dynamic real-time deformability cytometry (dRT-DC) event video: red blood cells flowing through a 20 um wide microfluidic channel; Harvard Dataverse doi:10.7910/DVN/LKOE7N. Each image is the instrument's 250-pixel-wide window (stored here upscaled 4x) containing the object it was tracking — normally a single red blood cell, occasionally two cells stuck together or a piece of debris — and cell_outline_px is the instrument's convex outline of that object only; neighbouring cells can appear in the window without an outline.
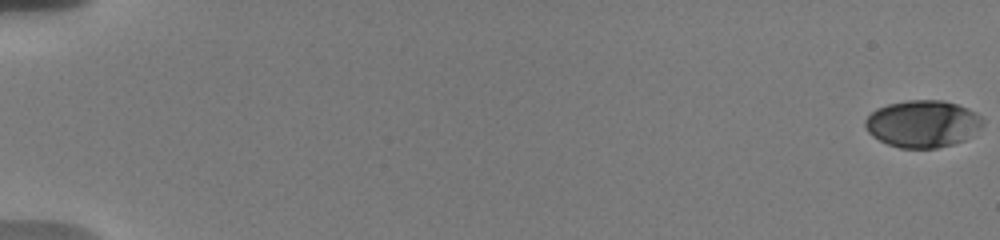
{"species": "human", "species_latin": "Homo sapiens", "temperature_condition": "warm", "stored_images_in_passage": 25, "camera_frame_rate_fps": 3000, "um_per_image_px": 0.085, "donor": {"sex": "male"}, "frame": {"image": 1, "passage_image": 1, "time_ms": 0.0, "image_size_px": [1000, 240], "cell_outline_px": [[984, 124], [980, 128], [964, 140], [952, 144], [936, 148], [900, 148], [888, 144], [872, 136], [868, 132], [864, 124], [864, 120], [876, 108], [888, 104], [908, 100], [944, 100], [968, 108], [976, 112], [984, 120]], "centroid_in_image_um": [78.42, 10.51], "position_along_channel_um": 6.6, "area_um2": 32.31}}
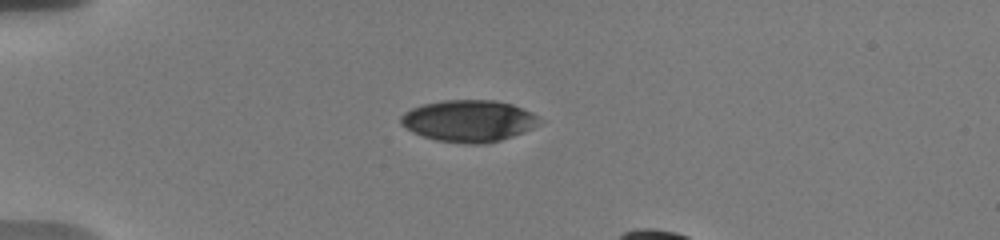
{"frame": {"image": 2, "passage_image": 17, "time_ms": 5.333, "image_size_px": [1000, 240], "cell_outline_px": [[544, 120], [540, 124], [524, 132], [500, 140], [484, 144], [468, 144], [436, 140], [412, 132], [400, 124], [400, 116], [404, 112], [412, 108], [424, 104], [444, 100], [492, 100], [512, 104], [532, 112]], "centroid_in_image_um": [39.86, 10.27], "position_along_channel_um": 45.1, "area_um2": 33.81}}
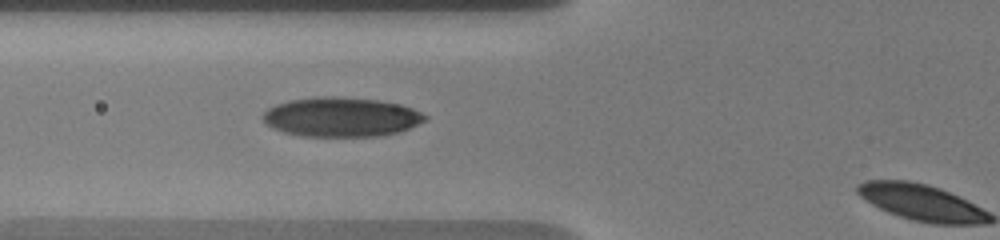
{"frame": {"image": 3, "passage_image": 24, "time_ms": 7.667, "image_size_px": [1000, 240], "cell_outline_px": [[428, 120], [408, 128], [396, 132], [380, 136], [304, 136], [284, 132], [272, 128], [260, 116], [268, 108], [276, 104], [288, 100], [316, 96], [332, 96], [380, 100], [400, 104], [412, 108], [428, 116]], "centroid_in_image_um": [28.99, 9.93], "position_along_channel_um": 96.8, "area_um2": 37.34}}